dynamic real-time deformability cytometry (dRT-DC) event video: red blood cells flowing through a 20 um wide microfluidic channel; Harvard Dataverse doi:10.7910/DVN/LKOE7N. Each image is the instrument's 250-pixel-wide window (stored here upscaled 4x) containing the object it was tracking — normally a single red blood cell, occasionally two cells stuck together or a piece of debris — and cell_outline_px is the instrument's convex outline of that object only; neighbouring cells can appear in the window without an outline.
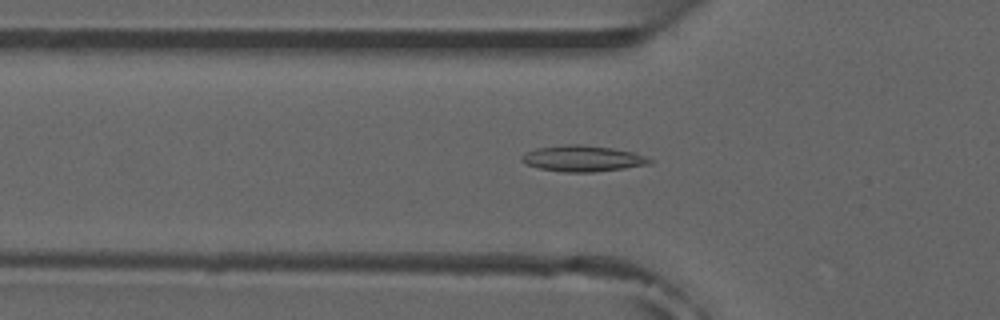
{"species": "common noctule bat (a hibernating species)", "species_latin": "Nyctalus noctula", "temperature_condition": "room temperature", "stored_images_in_passage": 25, "camera_frame_rate_fps": 3000, "um_per_image_px": 0.085, "animal": {"sex": "male", "forearm_length_mm": 52.5}, "frame": {"image": 1, "passage_image": 11, "time_ms": 3.333, "image_size_px": [1000, 320], "cell_outline_px": [[652, 164], [624, 168], [592, 172], [564, 172], [540, 168], [528, 164], [520, 160], [520, 156], [524, 152], [536, 148], [564, 144], [580, 144], [612, 148], [632, 152], [644, 156], [652, 160]], "centroid_in_image_um": [49.5, 13.46], "position_along_channel_um": 76.3, "area_um2": 19.36}}
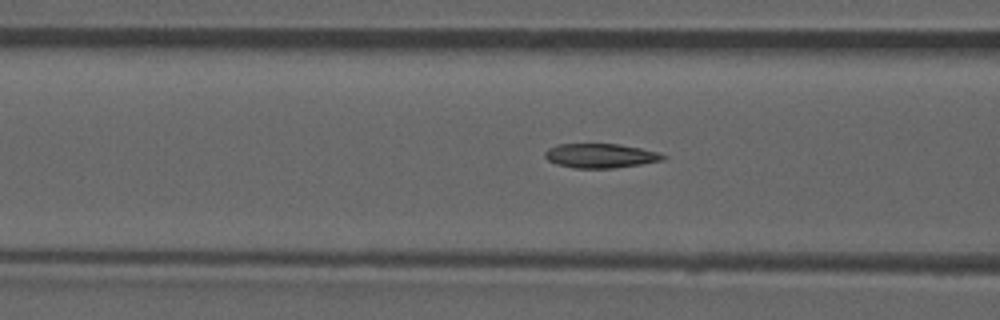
{"frame": {"image": 2, "passage_image": 14, "time_ms": 4.333, "image_size_px": [1000, 320], "cell_outline_px": [[668, 156], [664, 160], [640, 164], [612, 168], [572, 168], [556, 164], [548, 160], [544, 156], [544, 152], [548, 148], [556, 144], [616, 144], [640, 148], [660, 152]], "centroid_in_image_um": [51.03, 13.24], "position_along_channel_um": 115.6, "area_um2": 16.82}}